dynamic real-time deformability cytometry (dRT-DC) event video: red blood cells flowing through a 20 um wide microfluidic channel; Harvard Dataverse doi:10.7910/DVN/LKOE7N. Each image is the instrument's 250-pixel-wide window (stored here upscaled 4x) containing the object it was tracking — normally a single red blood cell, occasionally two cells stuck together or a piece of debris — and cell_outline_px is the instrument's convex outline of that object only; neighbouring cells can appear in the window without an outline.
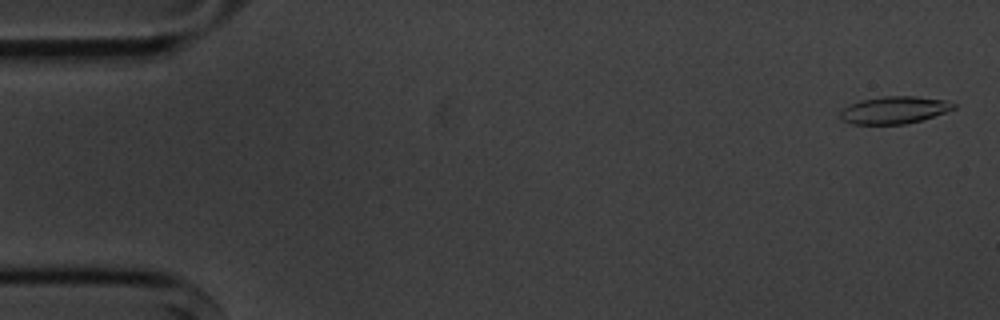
{"species": "common noctule bat (a hibernating species)", "species_latin": "Nyctalus noctula", "temperature_condition": "cold", "stored_images_in_passage": 4, "camera_frame_rate_fps": 3000, "um_per_image_px": 0.085, "animal": {"sex": "male", "body_mass_g": 20.1, "forearm_length_mm": 53.5}, "frame": {"image": 1, "passage_image": 1, "time_ms": 0.0, "image_size_px": [1000, 320], "cell_outline_px": [[956, 108], [920, 120], [904, 124], [852, 124], [844, 120], [840, 116], [840, 112], [844, 108], [860, 100], [884, 96], [916, 96], [944, 100], [956, 104]], "centroid_in_image_um": [76.01, 9.34], "position_along_channel_um": 9.0, "area_um2": 17.74}}